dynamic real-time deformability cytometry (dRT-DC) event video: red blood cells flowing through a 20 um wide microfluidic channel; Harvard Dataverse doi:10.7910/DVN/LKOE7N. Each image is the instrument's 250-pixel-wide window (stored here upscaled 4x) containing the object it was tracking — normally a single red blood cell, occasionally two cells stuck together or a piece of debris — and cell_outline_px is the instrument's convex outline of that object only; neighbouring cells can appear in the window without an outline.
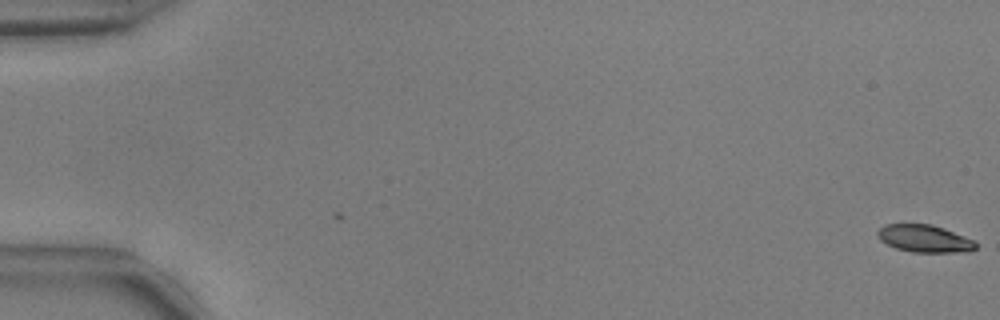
{"species": "common noctule bat (a hibernating species)", "species_latin": "Nyctalus noctula", "temperature_condition": "warm", "stored_images_in_passage": 55, "camera_frame_rate_fps": 3000, "um_per_image_px": 0.085, "animal": {"sex": "male", "body_mass_g": 17.9, "forearm_length_mm": 54.2}, "frame": {"image": 1, "passage_image": 1, "time_ms": 0.0, "image_size_px": [1000, 320], "cell_outline_px": [[976, 248], [972, 252], [912, 252], [896, 248], [880, 240], [876, 232], [884, 224], [932, 224], [944, 228], [976, 240]], "centroid_in_image_um": [78.62, 20.28], "position_along_channel_um": 6.4, "area_um2": 15.84}}
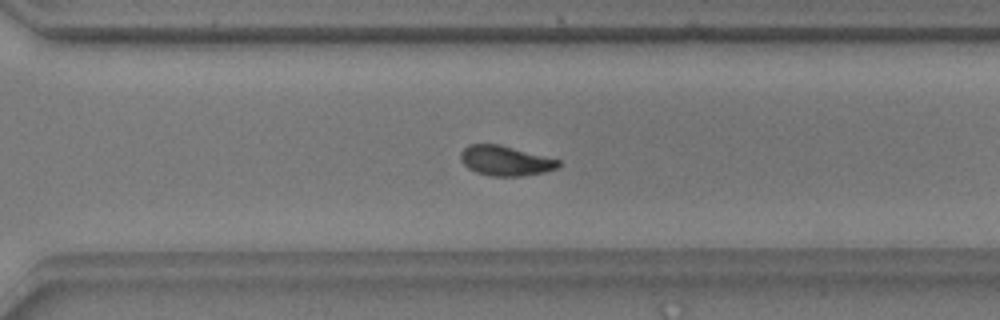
{"frame": {"image": 2, "passage_image": 40, "time_ms": 13.0, "image_size_px": [1000, 320], "cell_outline_px": [[560, 164], [556, 168], [544, 172], [520, 176], [492, 176], [476, 172], [468, 168], [460, 160], [460, 152], [468, 144], [496, 144], [560, 160]], "centroid_in_image_um": [42.91, 13.67], "position_along_channel_um": 327.7, "area_um2": 16.76}}
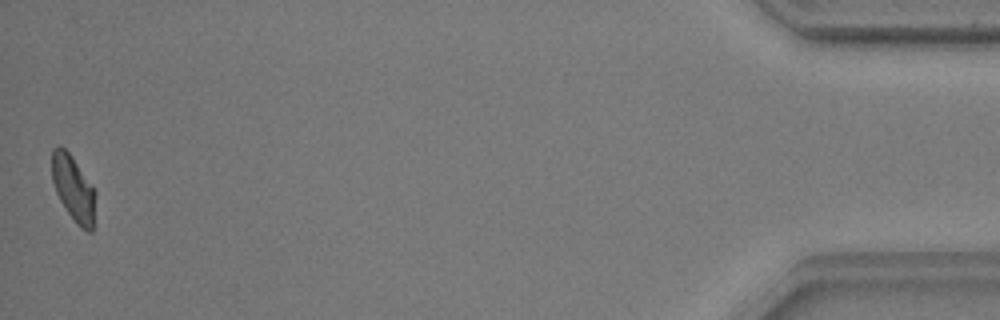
{"frame": {"image": 3, "passage_image": 55, "time_ms": 18.0, "image_size_px": [1000, 320], "cell_outline_px": [[96, 192], [92, 232], [88, 232], [80, 228], [76, 224], [60, 200], [56, 192], [52, 180], [52, 148], [60, 144], [72, 156]], "centroid_in_image_um": [6.23, 16.02], "position_along_channel_um": 429.0, "area_um2": 16.59}, "authors_computed_cell_mechanics": {"area_um2": 16.9932, "velocity_mm_per_s": 3.7479, "shape_relaxation_time_tau1_ms": 5.6555, "shape_relaxation_time_tau2_ms": 3.3782, "deformation_change_tau1": 0.1693, "deformation_change_tau2": 0.0715}}